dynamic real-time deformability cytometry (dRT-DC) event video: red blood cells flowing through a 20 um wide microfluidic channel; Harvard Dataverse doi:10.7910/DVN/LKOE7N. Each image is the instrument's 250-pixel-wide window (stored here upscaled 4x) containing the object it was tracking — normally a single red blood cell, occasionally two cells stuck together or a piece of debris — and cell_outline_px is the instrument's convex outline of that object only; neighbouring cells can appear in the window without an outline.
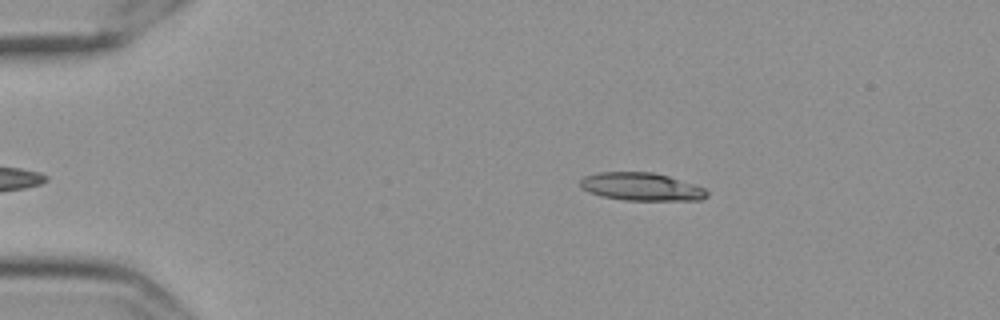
{"species": "Egyptian fruit bat (a non-hibernating species)", "species_latin": "Rousettus aegyptiacus", "temperature_condition": "cold", "stored_images_in_passage": 50, "camera_frame_rate_fps": 3000, "um_per_image_px": 0.085, "frame": {"image": 1, "passage_image": 3, "time_ms": 0.667, "image_size_px": [1000, 320], "cell_outline_px": [[708, 196], [700, 200], [624, 200], [600, 196], [588, 192], [580, 188], [580, 180], [584, 176], [596, 172], [652, 172], [668, 176], [704, 188], [708, 192]], "centroid_in_image_um": [54.46, 15.87], "position_along_channel_um": 30.5, "area_um2": 20.63}}
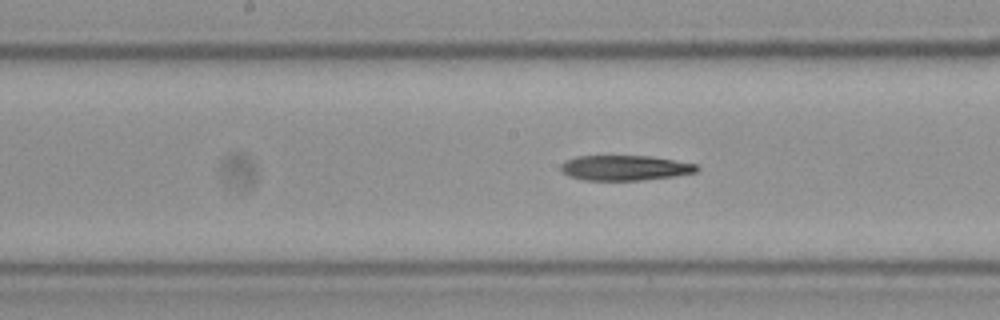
{"frame": {"image": 2, "passage_image": 22, "time_ms": 7.0, "image_size_px": [1000, 320], "cell_outline_px": [[700, 168], [696, 172], [672, 176], [640, 180], [584, 180], [568, 176], [560, 172], [560, 164], [564, 160], [576, 156], [652, 156], [696, 164]], "centroid_in_image_um": [53.05, 14.26], "position_along_channel_um": 195.2, "area_um2": 20.0}}
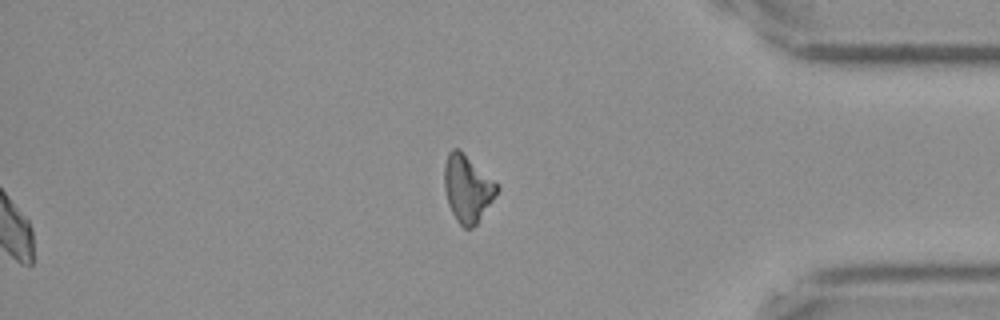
{"frame": {"image": 3, "passage_image": 41, "time_ms": 13.333, "image_size_px": [1000, 320], "cell_outline_px": [[500, 188], [496, 196], [476, 224], [472, 228], [464, 228], [456, 220], [448, 204], [444, 188], [444, 164], [448, 152], [452, 148], [460, 148]], "centroid_in_image_um": [39.71, 16.0], "position_along_channel_um": 395.5, "area_um2": 20.46}}